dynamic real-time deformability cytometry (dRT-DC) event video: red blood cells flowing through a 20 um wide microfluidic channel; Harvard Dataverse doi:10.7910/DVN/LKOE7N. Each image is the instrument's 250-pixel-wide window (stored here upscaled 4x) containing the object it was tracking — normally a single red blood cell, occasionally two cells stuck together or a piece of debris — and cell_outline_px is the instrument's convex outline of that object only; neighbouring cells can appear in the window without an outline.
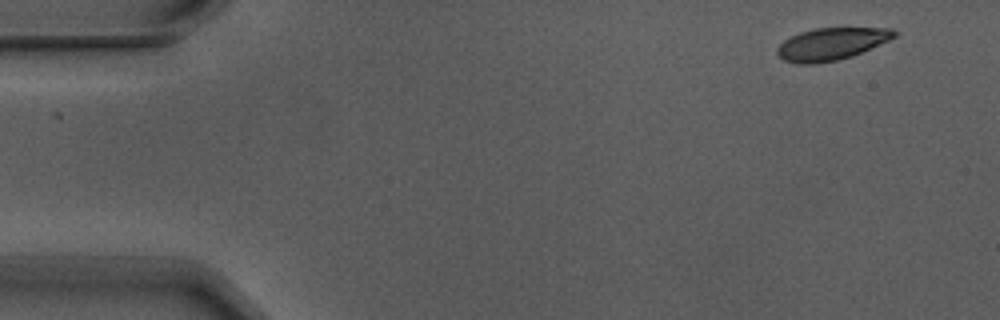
{"species": "Egyptian fruit bat (a non-hibernating species)", "species_latin": "Rousettus aegyptiacus", "temperature_condition": "warm", "stored_images_in_passage": 2, "camera_frame_rate_fps": 3000, "um_per_image_px": 0.085, "animal": {"sex": "male"}, "frame": {"image": 1, "passage_image": 2, "time_ms": 0.333, "image_size_px": [1000, 320], "cell_outline_px": [[900, 32], [896, 36], [888, 40], [852, 56], [836, 60], [812, 64], [800, 64], [784, 60], [776, 52], [776, 48], [784, 40], [800, 32], [816, 28], [892, 28]], "centroid_in_image_um": [70.67, 3.72], "position_along_channel_um": 14.3, "area_um2": 21.79}}